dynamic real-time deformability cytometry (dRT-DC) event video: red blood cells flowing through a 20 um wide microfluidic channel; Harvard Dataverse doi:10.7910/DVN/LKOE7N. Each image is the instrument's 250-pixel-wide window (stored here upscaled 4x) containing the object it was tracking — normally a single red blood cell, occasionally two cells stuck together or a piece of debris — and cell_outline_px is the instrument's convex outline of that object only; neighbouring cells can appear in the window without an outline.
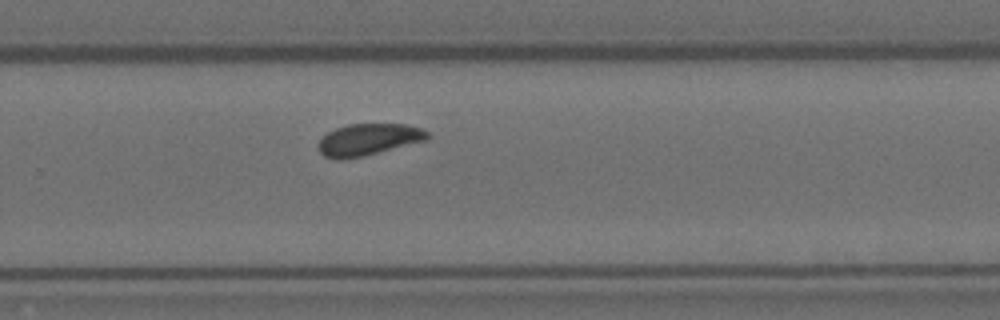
{"species": "Egyptian fruit bat (a non-hibernating species)", "species_latin": "Rousettus aegyptiacus", "temperature_condition": "room temperature", "stored_images_in_passage": 7, "camera_frame_rate_fps": 3000, "um_per_image_px": 0.085, "animal": {"sex": "female"}, "frame": {"image": 1, "passage_image": 7, "time_ms": 2.0, "image_size_px": [1000, 320], "cell_outline_px": [[432, 136], [428, 140], [364, 156], [340, 160], [336, 160], [324, 156], [316, 148], [316, 144], [328, 132], [336, 128], [348, 124], [404, 124], [424, 128]], "centroid_in_image_um": [31.33, 11.87], "position_along_channel_um": 298.5, "area_um2": 20.52}}